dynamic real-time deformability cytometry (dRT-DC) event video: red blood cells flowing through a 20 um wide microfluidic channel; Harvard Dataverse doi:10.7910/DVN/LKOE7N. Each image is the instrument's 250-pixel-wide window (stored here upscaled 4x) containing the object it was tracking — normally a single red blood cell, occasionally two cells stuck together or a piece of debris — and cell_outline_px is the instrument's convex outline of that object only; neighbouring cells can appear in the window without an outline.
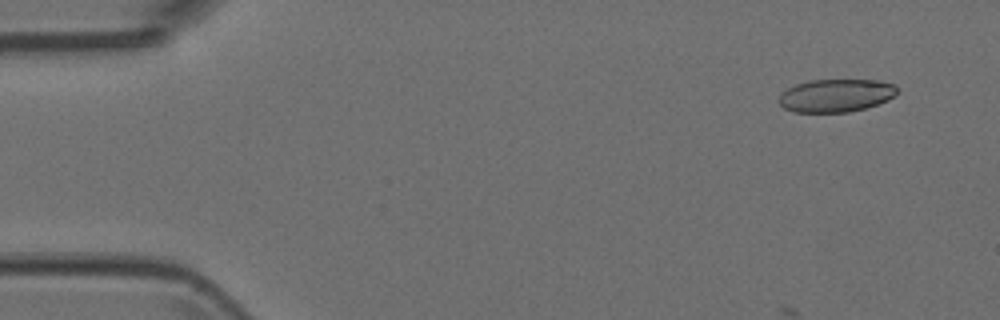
{"species": "Egyptian fruit bat (a non-hibernating species)", "species_latin": "Rousettus aegyptiacus", "temperature_condition": "room temperature", "stored_images_in_passage": 4, "segment_of_instrument_passage": [2, 2], "camera_frame_rate_fps": 3000, "um_per_image_px": 0.085, "animal": {"sex": "female"}, "frame": {"image": 1, "passage_image": 4, "time_ms": 1.0, "image_size_px": [1000, 320], "cell_outline_px": [[896, 92], [888, 100], [864, 108], [848, 112], [792, 112], [784, 108], [776, 100], [788, 88], [796, 84], [808, 80], [880, 80], [896, 84]], "centroid_in_image_um": [71.03, 8.11], "position_along_channel_um": 14.0, "area_um2": 22.66}}